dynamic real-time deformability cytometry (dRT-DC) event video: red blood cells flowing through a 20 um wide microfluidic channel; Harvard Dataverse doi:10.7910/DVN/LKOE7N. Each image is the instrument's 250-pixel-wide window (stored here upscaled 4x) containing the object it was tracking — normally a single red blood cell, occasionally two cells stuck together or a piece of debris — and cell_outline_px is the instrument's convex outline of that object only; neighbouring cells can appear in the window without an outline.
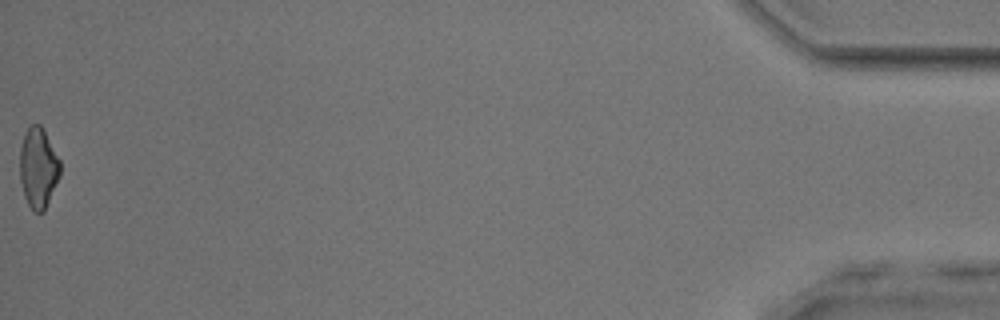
{"species": "common noctule bat (a hibernating species)", "species_latin": "Nyctalus noctula", "temperature_condition": "room temperature", "stored_images_in_passage": 36, "camera_frame_rate_fps": 3000, "um_per_image_px": 0.085, "animal": {"sex": "male", "body_mass_g": 17.9, "forearm_length_mm": 54.2}, "frame": {"image": 1, "passage_image": 36, "time_ms": 11.667, "image_size_px": [1000, 320], "cell_outline_px": [[60, 176], [44, 212], [32, 212], [24, 196], [20, 180], [20, 148], [24, 136], [28, 128], [32, 124], [40, 124], [60, 160]], "centroid_in_image_um": [3.25, 14.31], "position_along_channel_um": 431.9, "area_um2": 18.79}, "authors_computed_cell_mechanics": {"area_um2": 19.3341, "velocity_mm_per_s": 3.9995, "shape_relaxation_time_tau1_ms": 9.288, "shape_relaxation_time_tau2_ms": 3.8192, "deformation_change_tau1": 0.1827, "deformation_change_tau2": 0.1336}}